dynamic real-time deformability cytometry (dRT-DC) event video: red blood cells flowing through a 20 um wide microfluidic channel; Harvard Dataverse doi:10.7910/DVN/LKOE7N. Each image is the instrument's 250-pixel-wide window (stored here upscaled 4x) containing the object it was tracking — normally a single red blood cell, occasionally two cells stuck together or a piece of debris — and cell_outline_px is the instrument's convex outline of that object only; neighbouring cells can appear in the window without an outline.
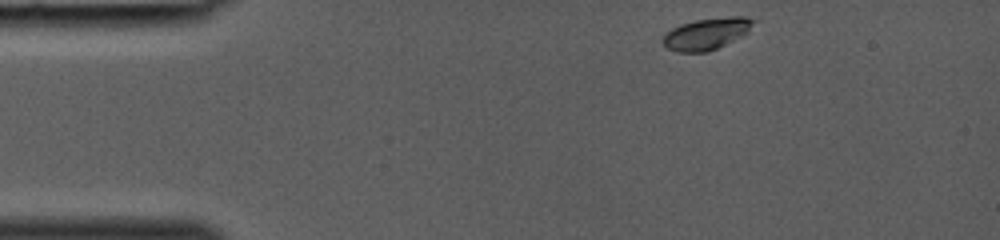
{"species": "common noctule bat (a hibernating species)", "species_latin": "Nyctalus noctula", "temperature_condition": "room temperature", "stored_images_in_passage": 31, "camera_frame_rate_fps": 3000, "um_per_image_px": 0.085, "animal": {"sex": "female", "body_mass_g": 19.0, "forearm_length_mm": 53.3}, "frame": {"image": 1, "passage_image": 1, "time_ms": 0.0, "image_size_px": [1000, 240], "cell_outline_px": [[756, 20], [748, 32], [744, 36], [708, 52], [676, 52], [668, 48], [660, 40], [672, 28], [680, 24], [696, 20], [732, 16], [744, 16]], "centroid_in_image_um": [60.08, 2.87], "position_along_channel_um": 24.9, "area_um2": 16.76}}
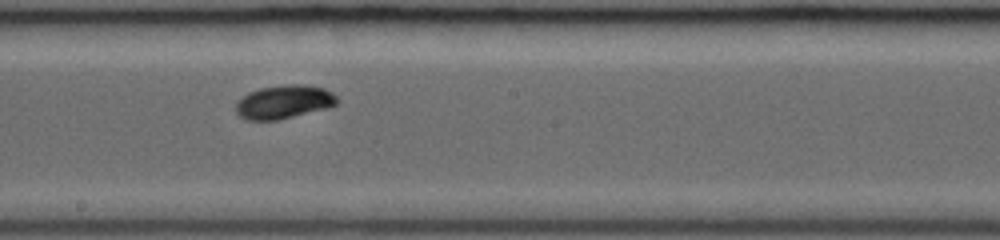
{"frame": {"image": 2, "passage_image": 17, "time_ms": 5.333, "image_size_px": [1000, 240], "cell_outline_px": [[336, 104], [328, 108], [280, 120], [244, 120], [236, 112], [236, 104], [248, 92], [260, 88], [292, 84], [304, 84], [324, 88], [332, 92], [336, 96]], "centroid_in_image_um": [24.14, 8.67], "position_along_channel_um": 224.1, "area_um2": 19.77}}
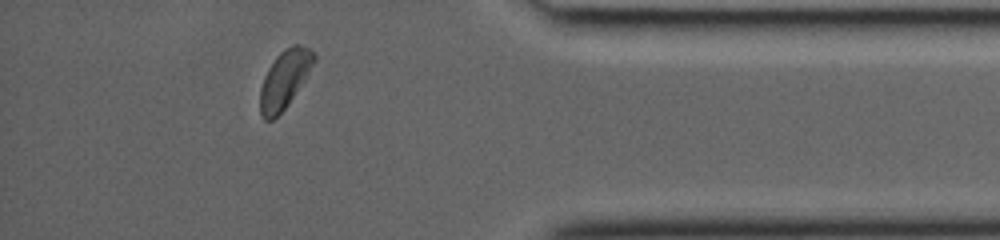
{"frame": {"image": 3, "passage_image": 29, "time_ms": 9.333, "image_size_px": [1000, 240], "cell_outline_px": [[316, 60], [288, 104], [272, 120], [264, 120], [260, 116], [260, 88], [264, 76], [268, 68], [276, 56], [284, 48], [292, 44], [300, 44], [308, 48], [316, 56]], "centroid_in_image_um": [24.16, 6.72], "position_along_channel_um": 411.0, "area_um2": 17.98}}